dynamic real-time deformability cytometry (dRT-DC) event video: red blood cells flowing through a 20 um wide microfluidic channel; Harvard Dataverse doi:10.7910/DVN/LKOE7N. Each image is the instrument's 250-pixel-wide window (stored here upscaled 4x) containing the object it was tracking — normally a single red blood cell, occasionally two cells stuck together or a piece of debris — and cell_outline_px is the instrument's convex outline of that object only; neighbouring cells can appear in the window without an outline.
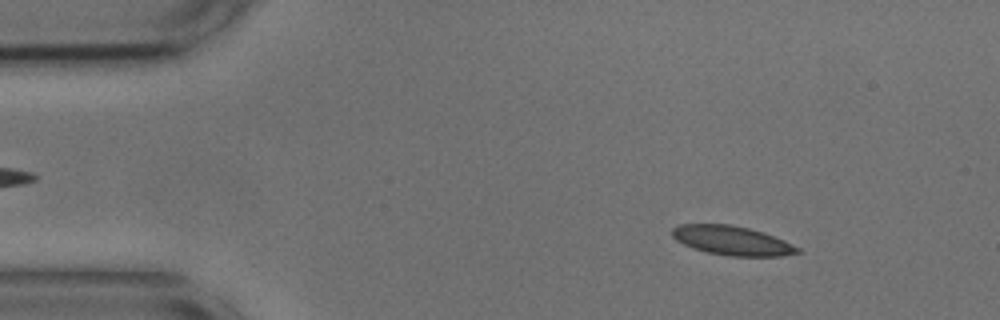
{"species": "common noctule bat (a hibernating species)", "species_latin": "Nyctalus noctula", "temperature_condition": "cold", "stored_images_in_passage": 53, "camera_frame_rate_fps": 3000, "um_per_image_px": 0.085, "animal": {"sex": "male", "body_mass_g": 17.9, "forearm_length_mm": 54.2}, "frame": {"image": 1, "passage_image": 6, "time_ms": 1.667, "image_size_px": [1000, 320], "cell_outline_px": [[800, 252], [780, 256], [728, 256], [708, 252], [692, 248], [676, 240], [672, 236], [672, 228], [676, 224], [728, 224], [748, 228], [764, 232], [784, 240], [800, 248]], "centroid_in_image_um": [62.2, 20.44], "position_along_channel_um": 22.8, "area_um2": 21.33}}
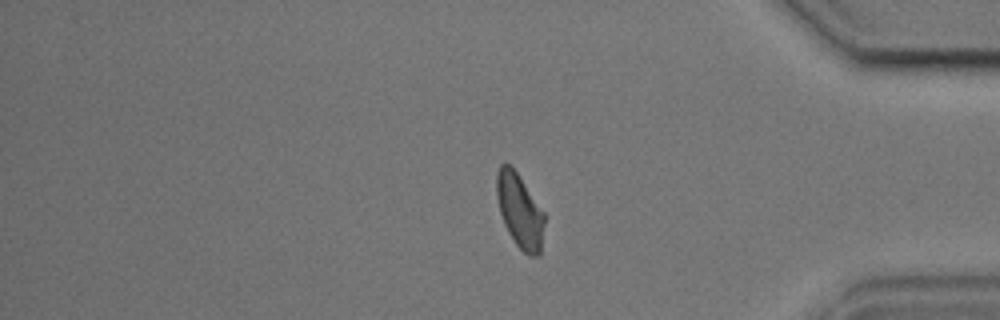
{"frame": {"image": 2, "passage_image": 44, "time_ms": 14.333, "image_size_px": [1000, 320], "cell_outline_px": [[544, 224], [540, 256], [528, 256], [516, 244], [508, 232], [504, 224], [500, 212], [496, 196], [496, 176], [500, 164], [512, 164], [544, 212]], "centroid_in_image_um": [44.17, 17.9], "position_along_channel_um": 391.0, "area_um2": 20.75}}
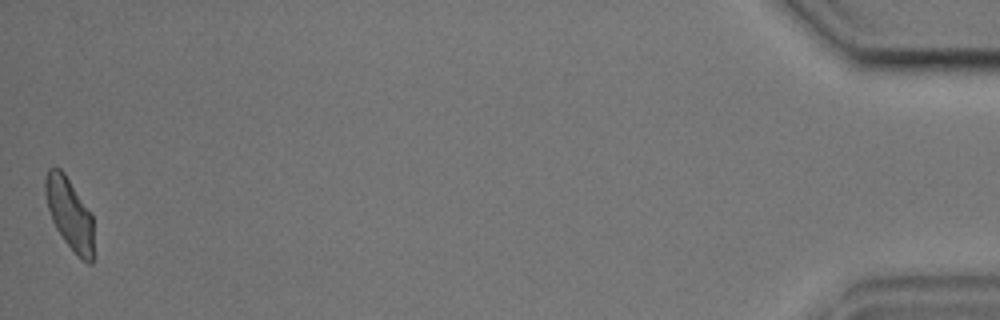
{"frame": {"image": 3, "passage_image": 53, "time_ms": 17.333, "image_size_px": [1000, 320], "cell_outline_px": [[92, 264], [88, 264], [64, 240], [56, 228], [52, 220], [48, 208], [44, 192], [44, 180], [48, 168], [60, 168], [64, 172], [92, 212]], "centroid_in_image_um": [5.89, 18.09], "position_along_channel_um": 429.3, "area_um2": 19.94}, "authors_computed_cell_mechanics": {"area_um2": 21.2126, "velocity_mm_per_s": 3.6276, "shape_relaxation_time_tau1_ms": 5.331, "shape_relaxation_time_tau2_ms": 2.6563, "deformation_change_tau1": 0.1224, "deformation_change_tau2": 0.0714}}